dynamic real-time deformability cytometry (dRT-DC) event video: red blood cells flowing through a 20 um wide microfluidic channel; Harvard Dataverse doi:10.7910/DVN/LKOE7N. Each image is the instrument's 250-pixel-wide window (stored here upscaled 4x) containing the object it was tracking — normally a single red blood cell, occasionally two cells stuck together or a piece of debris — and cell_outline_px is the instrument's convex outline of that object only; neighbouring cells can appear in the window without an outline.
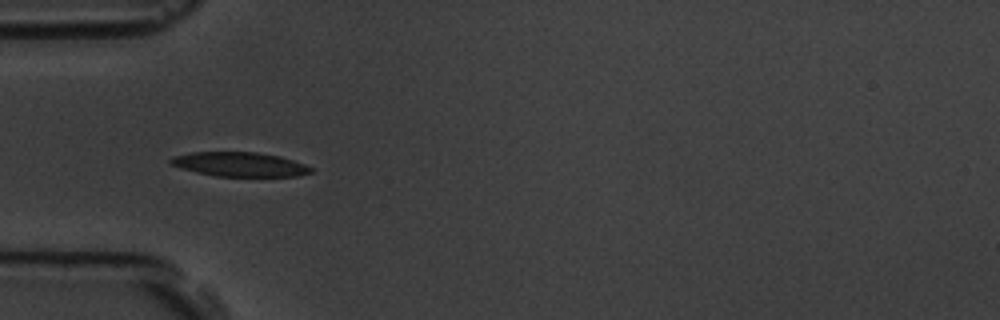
{"species": "common noctule bat (a hibernating species)", "species_latin": "Nyctalus noctula", "temperature_condition": "room temperature", "stored_images_in_passage": 6, "camera_frame_rate_fps": 3000, "um_per_image_px": 0.085, "animal": {"sex": "male", "body_mass_g": 19.5, "forearm_length_mm": 54.6}, "frame": {"image": 1, "passage_image": 5, "time_ms": 4.333, "image_size_px": [1000, 320], "cell_outline_px": [[312, 172], [296, 176], [216, 176], [196, 172], [180, 168], [168, 164], [168, 160], [172, 156], [192, 152], [256, 152], [280, 156], [304, 164], [312, 168]], "centroid_in_image_um": [20.31, 13.96], "position_along_channel_um": 64.7, "area_um2": 19.88}}
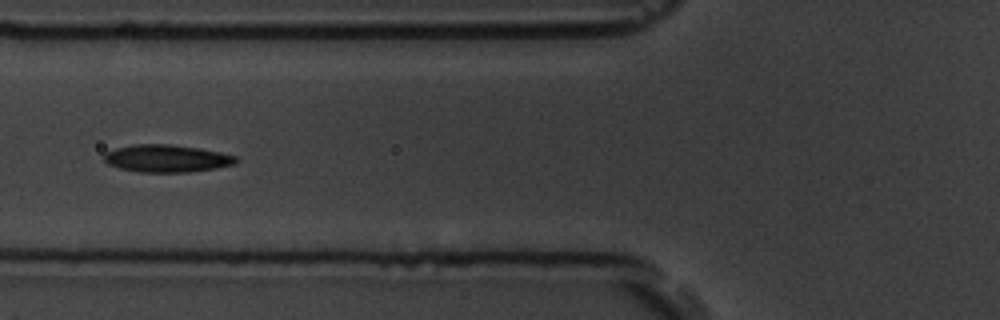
{"frame": {"image": 2, "passage_image": 6, "time_ms": 5.667, "image_size_px": [1000, 320], "cell_outline_px": [[240, 160], [236, 164], [216, 168], [188, 172], [140, 172], [120, 168], [108, 164], [104, 160], [104, 152], [116, 148], [132, 144], [168, 144], [200, 148], [220, 152], [236, 156]], "centroid_in_image_um": [14.19, 13.46], "position_along_channel_um": 111.6, "area_um2": 21.21}}